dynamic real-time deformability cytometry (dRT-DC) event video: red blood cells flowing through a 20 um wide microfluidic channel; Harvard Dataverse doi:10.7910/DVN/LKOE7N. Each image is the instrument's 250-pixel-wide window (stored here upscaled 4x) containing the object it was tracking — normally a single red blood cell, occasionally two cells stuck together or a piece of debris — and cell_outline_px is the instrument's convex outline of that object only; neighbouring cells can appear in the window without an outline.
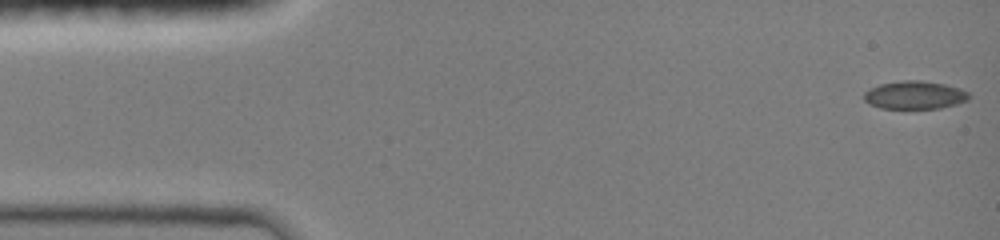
{"species": "common noctule bat (a hibernating species)", "species_latin": "Nyctalus noctula", "temperature_condition": "room temperature", "stored_images_in_passage": 5, "camera_frame_rate_fps": 3000, "um_per_image_px": 0.085, "animal": {"sex": "female", "body_mass_g": 19.0, "forearm_length_mm": 51.5}, "frame": {"image": 1, "passage_image": 1, "time_ms": 0.0, "image_size_px": [1000, 240], "cell_outline_px": [[972, 96], [968, 100], [956, 104], [940, 108], [880, 108], [868, 104], [864, 100], [864, 92], [880, 84], [900, 80], [920, 80], [944, 84], [960, 88], [968, 92]], "centroid_in_image_um": [77.76, 8.08], "position_along_channel_um": 7.2, "area_um2": 17.22}}
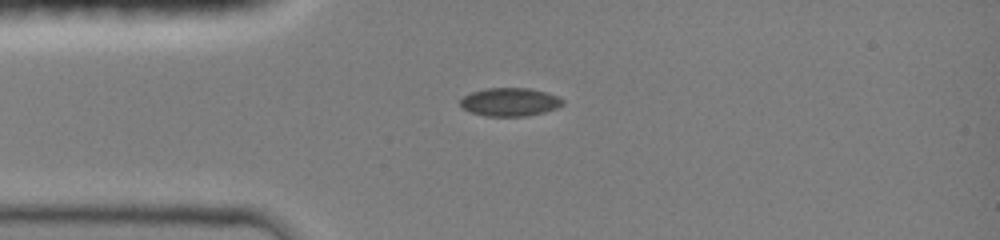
{"frame": {"image": 2, "passage_image": 4, "time_ms": 3.333, "image_size_px": [1000, 240], "cell_outline_px": [[564, 104], [556, 108], [544, 112], [528, 116], [488, 116], [472, 112], [460, 108], [460, 100], [464, 96], [472, 92], [484, 88], [528, 88], [544, 92], [556, 96], [564, 100]], "centroid_in_image_um": [43.32, 8.67], "position_along_channel_um": 41.7, "area_um2": 16.82}}